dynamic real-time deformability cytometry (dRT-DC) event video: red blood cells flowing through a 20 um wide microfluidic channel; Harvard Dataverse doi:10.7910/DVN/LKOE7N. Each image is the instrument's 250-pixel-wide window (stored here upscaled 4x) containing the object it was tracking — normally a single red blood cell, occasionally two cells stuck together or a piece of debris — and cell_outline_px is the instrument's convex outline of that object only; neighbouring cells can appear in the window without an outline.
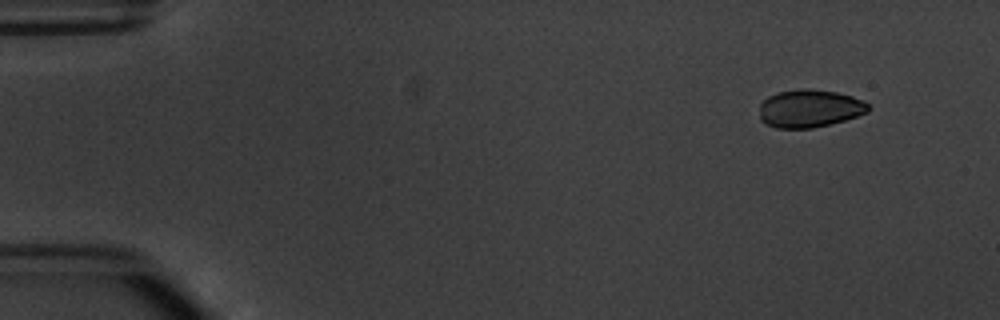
{"species": "common noctule bat (a hibernating species)", "species_latin": "Nyctalus noctula", "temperature_condition": "warm", "stored_images_in_passage": 5, "camera_frame_rate_fps": 3000, "um_per_image_px": 0.085, "animal": {"sex": "male", "body_mass_g": 20.1, "forearm_length_mm": 53.5}, "frame": {"image": 1, "passage_image": 5, "time_ms": 5.333, "image_size_px": [1000, 320], "cell_outline_px": [[872, 108], [868, 112], [844, 120], [812, 128], [776, 128], [760, 120], [760, 104], [768, 96], [776, 92], [800, 88], [808, 88], [836, 92], [852, 96], [864, 100]], "centroid_in_image_um": [68.82, 9.2], "position_along_channel_um": 16.2, "area_um2": 24.1}}